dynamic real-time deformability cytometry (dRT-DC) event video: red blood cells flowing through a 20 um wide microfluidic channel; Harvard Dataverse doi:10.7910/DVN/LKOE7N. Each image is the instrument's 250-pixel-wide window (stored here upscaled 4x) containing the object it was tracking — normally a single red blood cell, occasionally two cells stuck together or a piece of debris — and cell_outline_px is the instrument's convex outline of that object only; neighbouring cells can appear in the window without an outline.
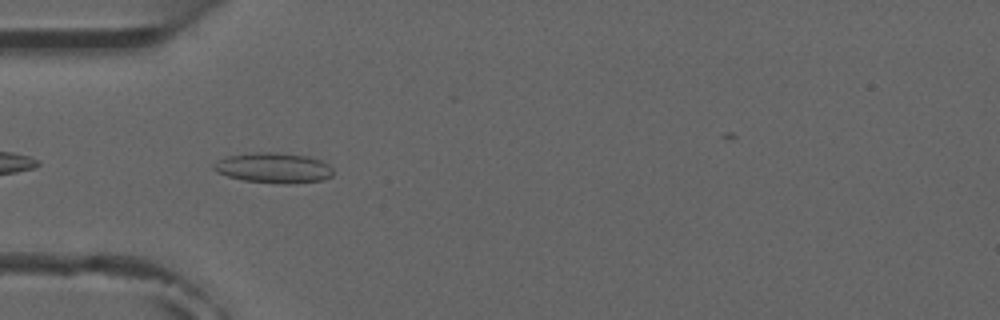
{"species": "common noctule bat (a hibernating species)", "species_latin": "Nyctalus noctula", "temperature_condition": "room temperature", "stored_images_in_passage": 2, "camera_frame_rate_fps": 3000, "um_per_image_px": 0.085, "animal": {"sex": "male", "forearm_length_mm": 52.5}, "frame": {"image": 1, "passage_image": 2, "time_ms": 1.333, "image_size_px": [1000, 320], "cell_outline_px": [[332, 176], [324, 180], [292, 184], [280, 184], [244, 180], [228, 176], [216, 172], [212, 168], [212, 164], [216, 160], [224, 156], [256, 152], [276, 152], [308, 156], [320, 160], [328, 164], [332, 168]], "centroid_in_image_um": [23.23, 14.27], "position_along_channel_um": 61.8, "area_um2": 21.39}}